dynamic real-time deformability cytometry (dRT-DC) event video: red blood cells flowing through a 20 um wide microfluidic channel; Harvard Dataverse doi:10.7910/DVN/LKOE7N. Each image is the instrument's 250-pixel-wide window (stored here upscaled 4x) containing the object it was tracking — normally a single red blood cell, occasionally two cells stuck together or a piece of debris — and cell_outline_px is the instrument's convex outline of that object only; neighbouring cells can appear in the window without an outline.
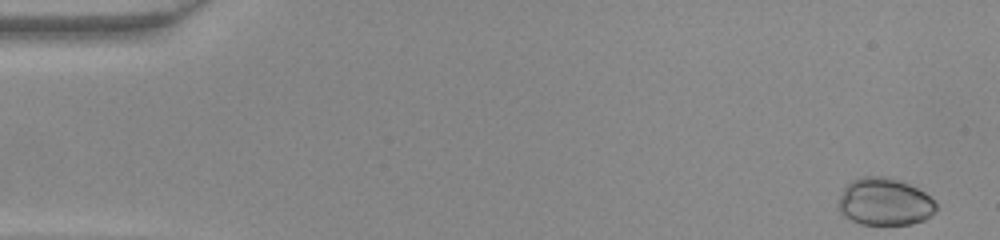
{"species": "common noctule bat (a hibernating species)", "species_latin": "Nyctalus noctula", "temperature_condition": "warm", "stored_images_in_passage": 39, "camera_frame_rate_fps": 3000, "um_per_image_px": 0.085, "animal": {"sex": "female", "body_mass_g": 22.0, "forearm_length_mm": 56.7}, "frame": {"image": 1, "passage_image": 1, "time_ms": 0.0, "image_size_px": [1000, 240], "cell_outline_px": [[936, 208], [924, 220], [912, 224], [860, 224], [844, 216], [840, 212], [836, 204], [844, 188], [852, 180], [860, 176], [888, 176], [904, 180], [924, 192], [936, 204]], "centroid_in_image_um": [75.16, 17.13], "position_along_channel_um": 9.8, "area_um2": 27.11}}
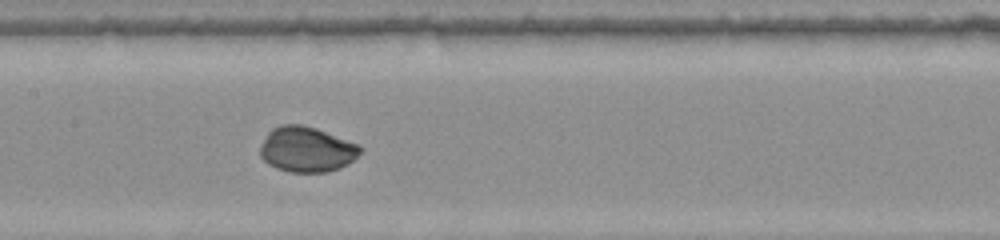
{"frame": {"image": 2, "passage_image": 23, "time_ms": 7.333, "image_size_px": [1000, 240], "cell_outline_px": [[364, 148], [348, 164], [340, 168], [328, 172], [288, 172], [276, 168], [268, 164], [260, 156], [260, 148], [268, 132], [272, 128], [280, 124], [300, 124], [316, 128], [360, 144]], "centroid_in_image_um": [26.08, 12.7], "position_along_channel_um": 181.3, "area_um2": 26.59}}
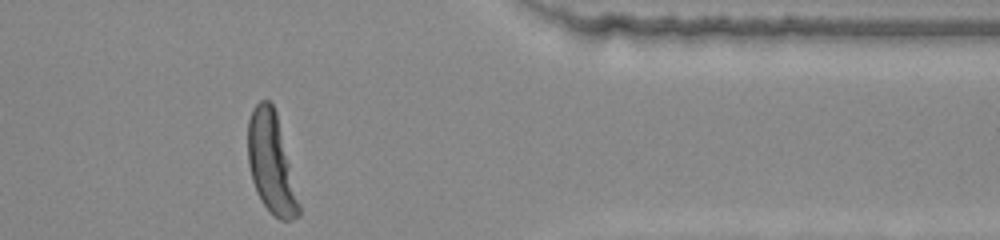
{"frame": {"image": 3, "passage_image": 39, "time_ms": 12.667, "image_size_px": [1000, 240], "cell_outline_px": [[300, 212], [292, 220], [280, 220], [260, 200], [252, 180], [248, 164], [248, 120], [252, 108], [260, 100], [268, 100], [272, 104], [276, 112], [300, 204]], "centroid_in_image_um": [23.04, 13.84], "position_along_channel_um": 388.4, "area_um2": 29.3}}